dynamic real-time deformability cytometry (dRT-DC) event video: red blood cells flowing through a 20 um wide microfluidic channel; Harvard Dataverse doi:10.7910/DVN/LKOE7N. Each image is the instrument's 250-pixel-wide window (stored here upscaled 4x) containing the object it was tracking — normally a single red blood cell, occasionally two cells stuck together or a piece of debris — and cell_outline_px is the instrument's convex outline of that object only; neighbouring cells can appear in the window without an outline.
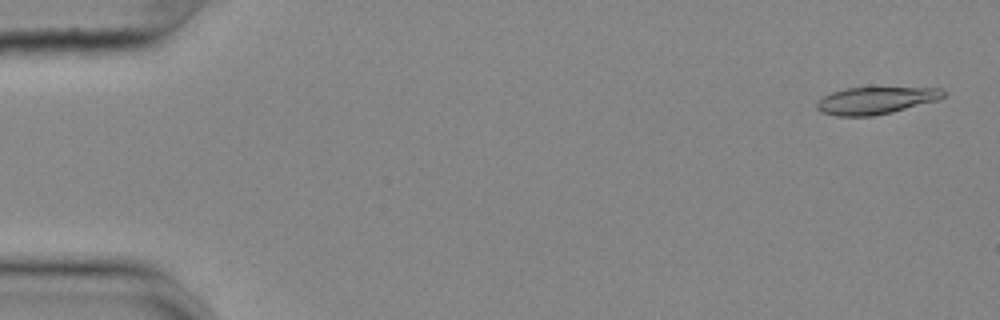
{"species": "common noctule bat (a hibernating species)", "species_latin": "Nyctalus noctula", "temperature_condition": "cold", "stored_images_in_passage": 55, "camera_frame_rate_fps": 3000, "um_per_image_px": 0.085, "animal": {"sex": "female", "body_mass_g": 25.1}, "frame": {"image": 1, "passage_image": 2, "time_ms": 0.333, "image_size_px": [1000, 320], "cell_outline_px": [[944, 96], [936, 100], [892, 112], [872, 116], [836, 116], [820, 112], [816, 108], [816, 104], [824, 96], [832, 92], [844, 88], [940, 88], [944, 92]], "centroid_in_image_um": [74.37, 8.55], "position_along_channel_um": 10.6, "area_um2": 19.71}}
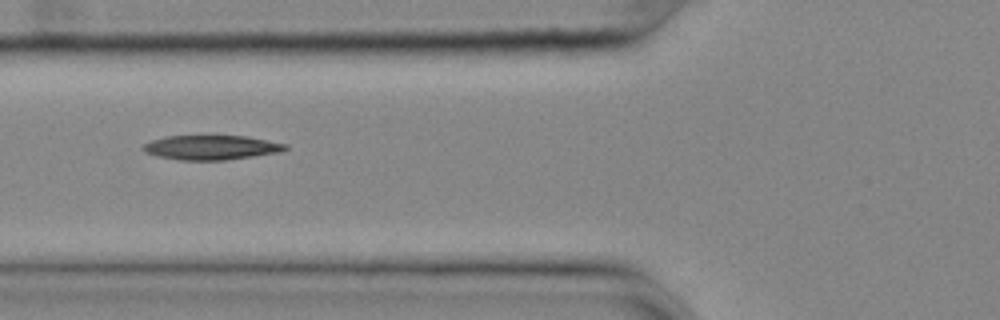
{"frame": {"image": 2, "passage_image": 21, "time_ms": 6.667, "image_size_px": [1000, 320], "cell_outline_px": [[288, 148], [280, 152], [224, 160], [180, 160], [156, 156], [144, 152], [140, 148], [144, 144], [152, 140], [164, 136], [248, 136], [288, 144]], "centroid_in_image_um": [17.93, 12.53], "position_along_channel_um": 107.9, "area_um2": 20.35}}
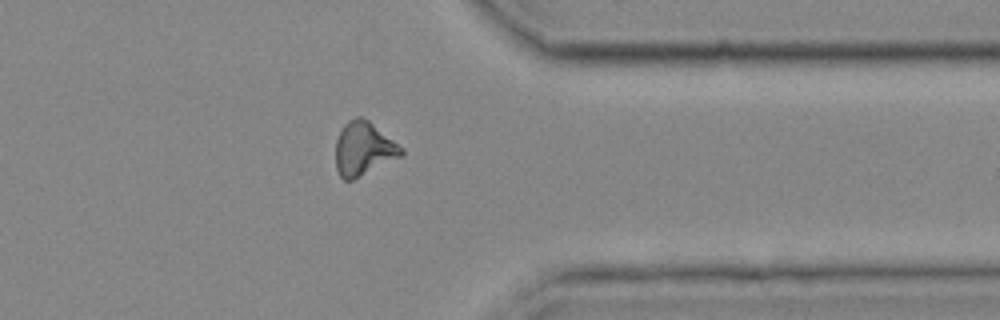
{"frame": {"image": 3, "passage_image": 44, "time_ms": 14.333, "image_size_px": [1000, 320], "cell_outline_px": [[404, 152], [400, 156], [352, 180], [344, 180], [340, 176], [336, 168], [336, 140], [344, 124], [348, 120], [356, 116], [360, 116], [368, 120], [404, 148]], "centroid_in_image_um": [30.88, 12.62], "position_along_channel_um": 380.5, "area_um2": 20.23}}